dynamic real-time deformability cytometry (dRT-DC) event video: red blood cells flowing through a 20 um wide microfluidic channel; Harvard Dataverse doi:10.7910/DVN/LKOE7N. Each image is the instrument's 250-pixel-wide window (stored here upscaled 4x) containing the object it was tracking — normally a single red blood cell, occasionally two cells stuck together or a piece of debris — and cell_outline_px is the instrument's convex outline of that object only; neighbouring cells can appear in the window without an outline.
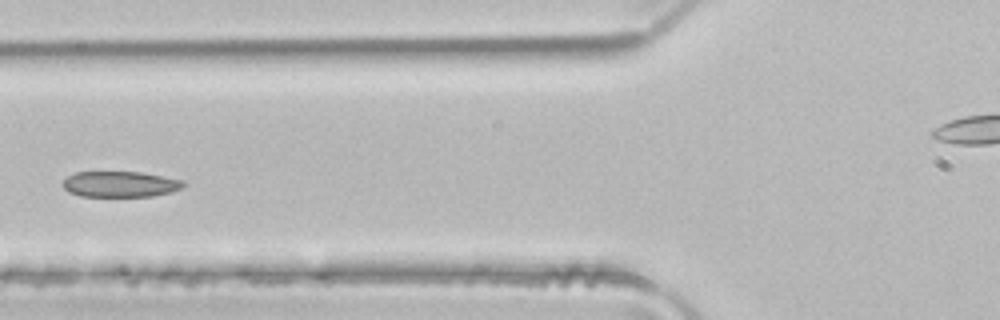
{"species": "common noctule bat (a hibernating species)", "species_latin": "Nyctalus noctula", "temperature_condition": "room temperature", "stored_images_in_passage": 5, "camera_frame_rate_fps": 3000, "um_per_image_px": 0.085, "animal": {"sex": "male", "body_mass_g": 21.5, "forearm_length_mm": 52.0}, "frame": {"image": 1, "passage_image": 5, "time_ms": 1.333, "image_size_px": [1000, 320], "cell_outline_px": [[188, 184], [172, 192], [152, 196], [80, 196], [68, 192], [64, 188], [64, 180], [68, 176], [76, 172], [140, 172], [184, 180]], "centroid_in_image_um": [10.25, 15.65], "position_along_channel_um": 115.6, "area_um2": 18.09}}